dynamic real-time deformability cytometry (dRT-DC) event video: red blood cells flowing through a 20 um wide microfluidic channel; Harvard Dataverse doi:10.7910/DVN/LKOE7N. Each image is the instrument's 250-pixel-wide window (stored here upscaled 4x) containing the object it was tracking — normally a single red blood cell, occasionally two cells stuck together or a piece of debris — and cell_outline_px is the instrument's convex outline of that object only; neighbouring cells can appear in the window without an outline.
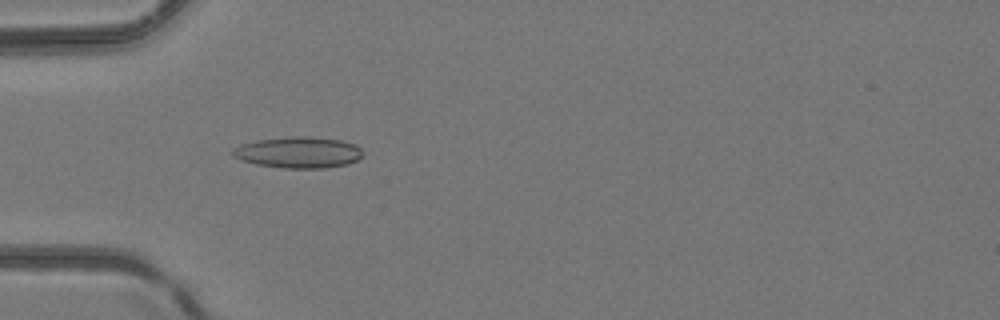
{"species": "common noctule bat (a hibernating species)", "species_latin": "Nyctalus noctula", "temperature_condition": "room temperature", "stored_images_in_passage": 5, "camera_frame_rate_fps": 3000, "um_per_image_px": 0.085, "animal": {"sex": "female", "body_mass_g": 24.6, "forearm_length_mm": 56.2}, "frame": {"image": 1, "passage_image": 4, "time_ms": 1.0, "image_size_px": [1000, 320], "cell_outline_px": [[364, 156], [348, 164], [324, 168], [284, 168], [256, 164], [240, 160], [232, 156], [232, 148], [240, 144], [256, 140], [288, 136], [304, 136], [340, 140], [356, 144], [360, 148]], "centroid_in_image_um": [25.34, 12.95], "position_along_channel_um": 59.7, "area_um2": 23.87}}
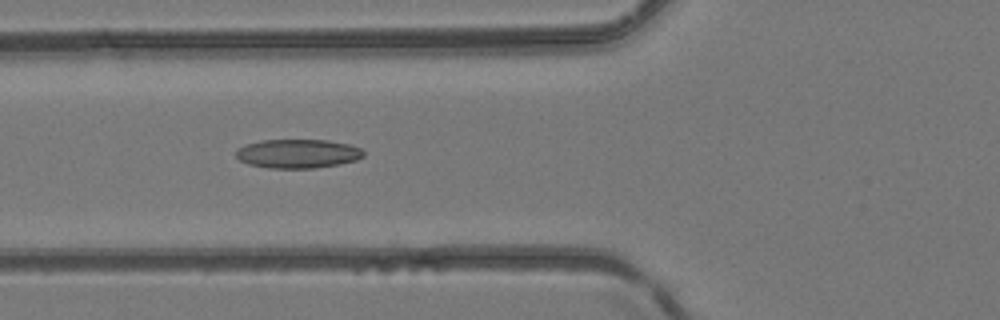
{"frame": {"image": 2, "passage_image": 5, "time_ms": 1.333, "image_size_px": [1000, 320], "cell_outline_px": [[364, 156], [356, 160], [340, 164], [316, 168], [268, 168], [248, 164], [240, 160], [236, 156], [236, 152], [244, 144], [260, 140], [328, 140], [348, 144], [360, 148], [364, 152]], "centroid_in_image_um": [25.31, 13.06], "position_along_channel_um": 100.5, "area_um2": 21.56}}